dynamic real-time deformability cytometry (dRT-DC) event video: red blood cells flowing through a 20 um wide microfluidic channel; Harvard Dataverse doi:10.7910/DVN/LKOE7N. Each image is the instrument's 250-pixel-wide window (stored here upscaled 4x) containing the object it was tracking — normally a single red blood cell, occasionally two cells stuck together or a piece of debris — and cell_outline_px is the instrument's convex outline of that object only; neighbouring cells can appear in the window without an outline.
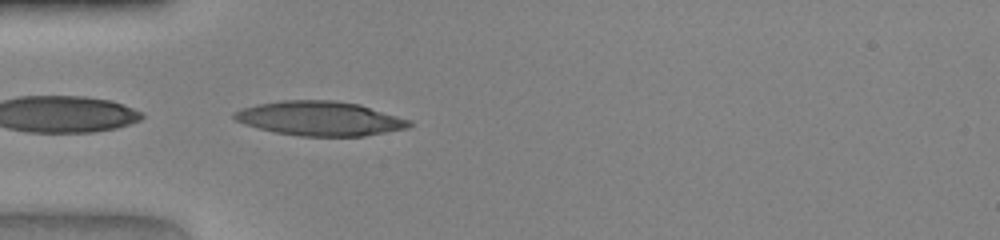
{"species": "human", "species_latin": "Homo sapiens", "temperature_condition": "warm", "stored_images_in_passage": 31, "camera_frame_rate_fps": 3000, "um_per_image_px": 0.085, "donor": {"sex": "female"}, "frame": {"image": 1, "passage_image": 1, "time_ms": 0.0, "image_size_px": [1000, 240], "cell_outline_px": [[412, 124], [408, 128], [364, 136], [300, 136], [276, 132], [244, 124], [236, 120], [232, 116], [232, 112], [240, 108], [256, 104], [280, 100], [336, 100], [360, 104], [412, 120]], "centroid_in_image_um": [27.19, 10.06], "position_along_channel_um": 57.8, "area_um2": 35.26}}
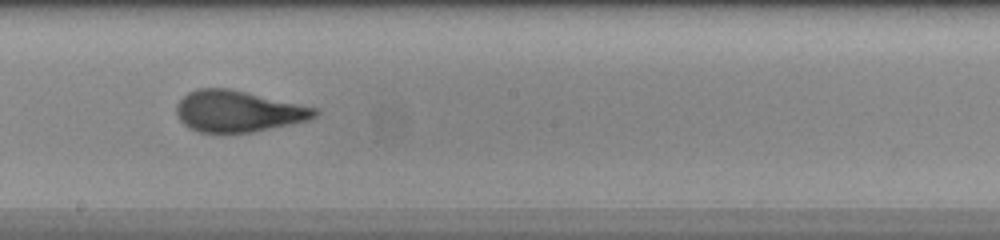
{"frame": {"image": 2, "passage_image": 13, "time_ms": 4.0, "image_size_px": [1000, 240], "cell_outline_px": [[320, 112], [316, 116], [308, 120], [252, 132], [200, 132], [188, 128], [180, 120], [176, 112], [176, 104], [188, 92], [196, 88], [228, 88], [320, 108]], "centroid_in_image_um": [20.25, 9.45], "position_along_channel_um": 228.0, "area_um2": 33.29}}
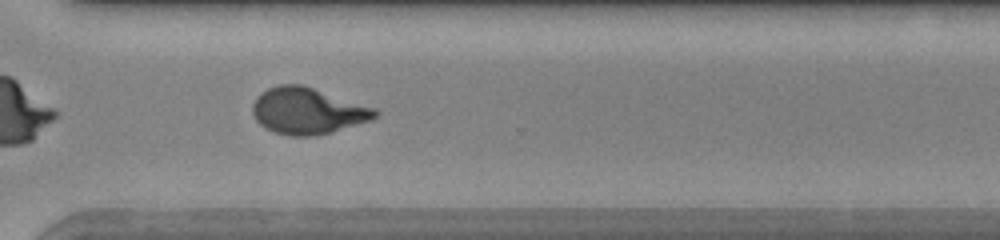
{"frame": {"image": 3, "passage_image": 21, "time_ms": 6.667, "image_size_px": [1000, 240], "cell_outline_px": [[380, 116], [372, 120], [332, 132], [312, 136], [292, 136], [276, 132], [264, 128], [256, 120], [252, 112], [252, 104], [256, 96], [268, 88], [280, 84], [304, 84], [376, 108], [380, 112]], "centroid_in_image_um": [26.17, 9.41], "position_along_channel_um": 344.4, "area_um2": 33.52}}